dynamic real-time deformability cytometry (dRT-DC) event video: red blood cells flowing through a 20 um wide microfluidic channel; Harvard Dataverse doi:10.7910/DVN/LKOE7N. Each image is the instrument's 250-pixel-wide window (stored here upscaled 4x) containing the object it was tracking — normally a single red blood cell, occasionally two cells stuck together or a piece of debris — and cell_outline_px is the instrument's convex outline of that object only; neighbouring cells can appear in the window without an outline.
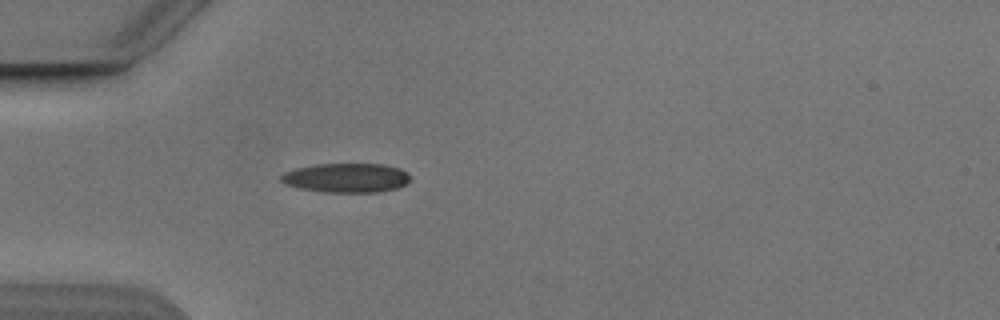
{"species": "Egyptian fruit bat (a non-hibernating species)", "species_latin": "Rousettus aegyptiacus", "temperature_condition": "cold", "stored_images_in_passage": 1, "camera_frame_rate_fps": 3000, "um_per_image_px": 0.085, "animal": {"sex": "male"}, "frame": {"image": 1, "passage_image": 1, "time_ms": 0.0, "image_size_px": [1000, 320], "cell_outline_px": [[412, 180], [396, 188], [380, 192], [320, 192], [300, 188], [284, 184], [280, 180], [280, 176], [284, 172], [296, 168], [316, 164], [384, 164], [400, 168], [408, 172], [412, 176]], "centroid_in_image_um": [29.46, 15.11], "position_along_channel_um": 55.5, "area_um2": 22.31}}